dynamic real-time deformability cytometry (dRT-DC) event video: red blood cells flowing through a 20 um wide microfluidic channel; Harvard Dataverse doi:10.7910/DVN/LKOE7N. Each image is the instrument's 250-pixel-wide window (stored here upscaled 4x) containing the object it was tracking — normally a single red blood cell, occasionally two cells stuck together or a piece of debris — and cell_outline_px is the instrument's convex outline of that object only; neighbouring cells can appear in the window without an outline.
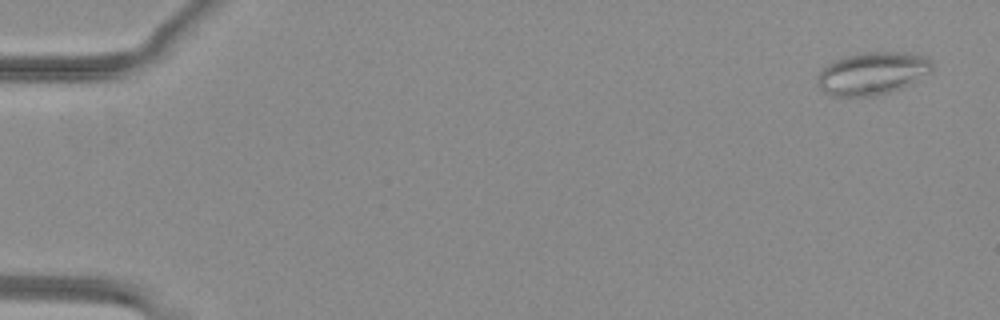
{"species": "common noctule bat (a hibernating species)", "species_latin": "Nyctalus noctula", "temperature_condition": "warm", "stored_images_in_passage": 15, "camera_frame_rate_fps": 3000, "um_per_image_px": 0.085, "animal": {"sex": "female", "body_mass_g": 29.2, "forearm_length_mm": 56.3}, "frame": {"image": 1, "passage_image": 1, "time_ms": 0.0, "image_size_px": [1000, 320], "cell_outline_px": [[932, 72], [912, 84], [888, 92], [872, 96], [832, 96], [824, 92], [816, 84], [816, 76], [820, 68], [832, 60], [844, 56], [864, 52], [912, 52], [924, 56], [932, 64]], "centroid_in_image_um": [74.11, 6.23], "position_along_channel_um": 10.9, "area_um2": 29.02}}